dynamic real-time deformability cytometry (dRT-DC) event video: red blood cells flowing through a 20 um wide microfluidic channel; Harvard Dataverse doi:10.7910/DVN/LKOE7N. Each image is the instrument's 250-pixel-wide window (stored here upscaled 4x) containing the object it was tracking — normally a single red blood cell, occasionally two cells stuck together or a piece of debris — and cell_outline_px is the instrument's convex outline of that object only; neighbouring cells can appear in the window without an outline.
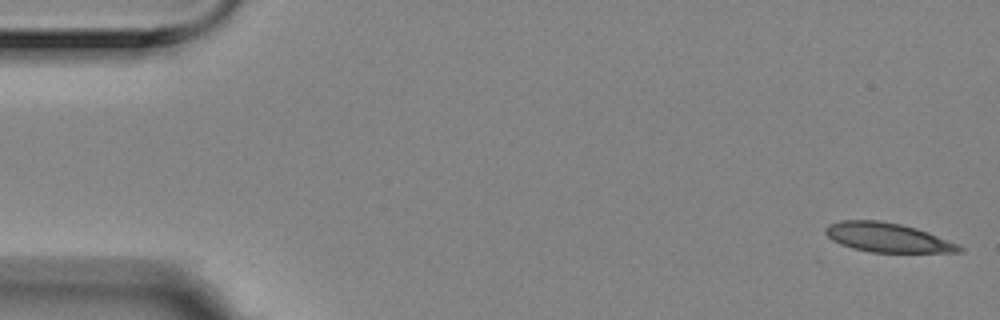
{"species": "Egyptian fruit bat (a non-hibernating species)", "species_latin": "Rousettus aegyptiacus", "temperature_condition": "room temperature", "stored_images_in_passage": 6, "camera_frame_rate_fps": 3000, "um_per_image_px": 0.085, "animal": {"sex": "female"}, "frame": {"image": 1, "passage_image": 1, "time_ms": 0.0, "image_size_px": [1000, 320], "cell_outline_px": [[964, 252], [868, 252], [852, 248], [840, 244], [832, 240], [824, 232], [824, 228], [828, 224], [840, 220], [876, 220], [900, 224], [916, 228], [928, 232], [960, 244], [964, 248]], "centroid_in_image_um": [75.44, 20.19], "position_along_channel_um": 9.6, "area_um2": 22.95}}
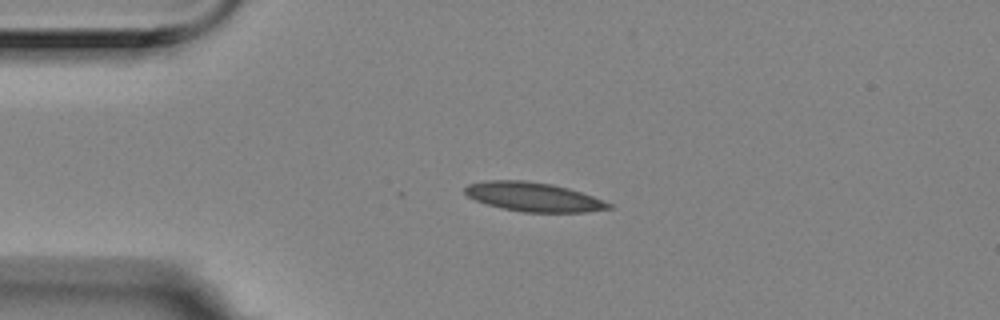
{"frame": {"image": 2, "passage_image": 4, "time_ms": 1.0, "image_size_px": [1000, 320], "cell_outline_px": [[616, 208], [584, 212], [524, 212], [504, 208], [488, 204], [476, 200], [468, 196], [464, 192], [464, 188], [468, 184], [488, 180], [524, 180], [552, 184], [568, 188], [592, 196], [612, 204]], "centroid_in_image_um": [45.36, 16.73], "position_along_channel_um": 39.6, "area_um2": 24.22}}